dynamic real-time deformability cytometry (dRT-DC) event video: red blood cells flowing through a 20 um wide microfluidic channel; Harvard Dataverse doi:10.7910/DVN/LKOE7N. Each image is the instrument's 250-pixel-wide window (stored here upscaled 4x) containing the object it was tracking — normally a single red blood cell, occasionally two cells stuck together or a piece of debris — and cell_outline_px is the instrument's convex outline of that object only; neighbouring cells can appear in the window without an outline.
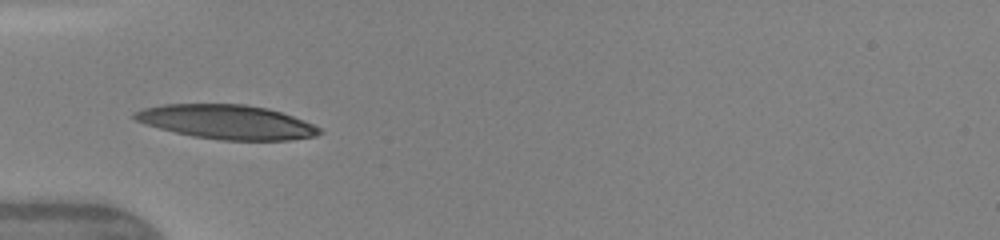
{"species": "human", "species_latin": "Homo sapiens", "temperature_condition": "warm", "stored_images_in_passage": 35, "camera_frame_rate_fps": 3000, "um_per_image_px": 0.085, "donor": {"sex": "female"}, "frame": {"image": 1, "passage_image": 6, "time_ms": 1.667, "image_size_px": [1000, 240], "cell_outline_px": [[324, 132], [316, 136], [288, 140], [220, 140], [192, 136], [144, 124], [136, 120], [132, 116], [132, 112], [144, 108], [164, 104], [244, 104], [268, 108], [304, 120], [320, 128]], "centroid_in_image_um": [19.28, 10.36], "position_along_channel_um": 65.7, "area_um2": 36.82}}
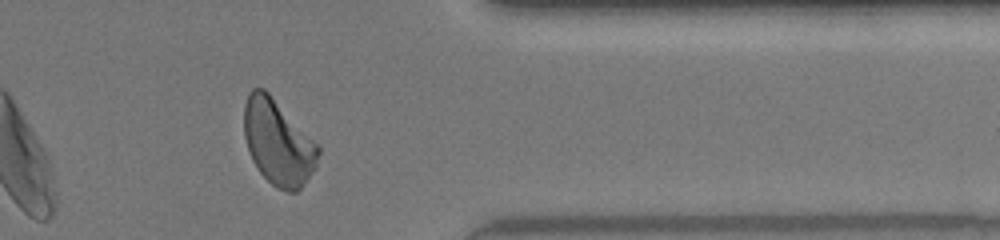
{"frame": {"image": 2, "passage_image": 30, "time_ms": 9.667, "image_size_px": [1000, 240], "cell_outline_px": [[320, 152], [316, 168], [300, 188], [296, 192], [288, 192], [276, 188], [260, 172], [252, 160], [244, 136], [244, 104], [248, 92], [252, 88], [264, 88], [320, 144]], "centroid_in_image_um": [23.66, 12.09], "position_along_channel_um": 387.7, "area_um2": 37.22}, "authors_computed_cell_mechanics": {"area_um2": 35.836, "velocity_mm_per_s": 4.1657, "shape_relaxation_time_tau1_ms": 3.1499, "shape_relaxation_time_tau2_ms": 1.2438, "deformation_change_tau1": 0.1553, "deformation_change_tau2": 0.0822}}